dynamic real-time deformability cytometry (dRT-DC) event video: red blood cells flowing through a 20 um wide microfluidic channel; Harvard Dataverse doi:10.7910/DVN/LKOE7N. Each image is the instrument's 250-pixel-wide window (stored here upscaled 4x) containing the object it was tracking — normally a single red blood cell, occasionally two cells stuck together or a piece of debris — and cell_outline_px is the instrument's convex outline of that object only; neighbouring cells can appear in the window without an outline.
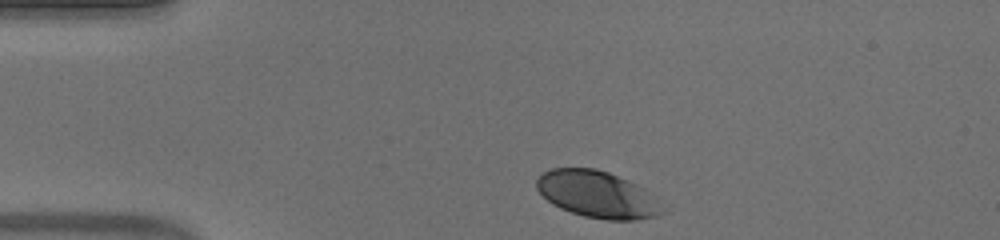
{"species": "human", "species_latin": "Homo sapiens", "temperature_condition": "warm", "stored_images_in_passage": 35, "camera_frame_rate_fps": 3000, "um_per_image_px": 0.085, "donor": {"sex": "male"}, "frame": {"image": 1, "passage_image": 1, "time_ms": 0.0, "image_size_px": [1000, 240], "cell_outline_px": [[664, 212], [656, 216], [636, 220], [604, 220], [584, 216], [560, 208], [552, 204], [536, 188], [536, 176], [552, 168], [596, 168], [608, 172], [628, 180], [644, 188]], "centroid_in_image_um": [50.71, 16.52], "position_along_channel_um": 34.3, "area_um2": 33.93}}
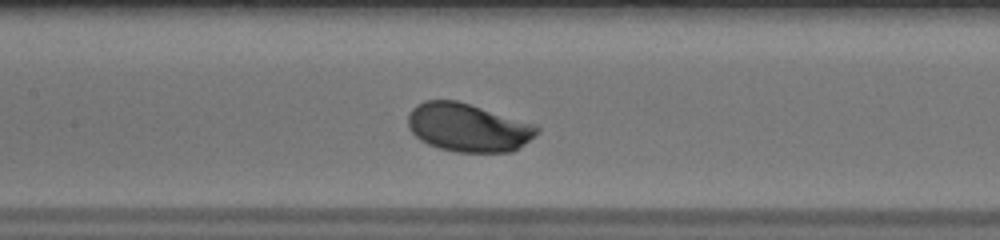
{"frame": {"image": 2, "passage_image": 15, "time_ms": 4.667, "image_size_px": [1000, 240], "cell_outline_px": [[540, 132], [512, 152], [456, 152], [440, 148], [428, 144], [420, 140], [408, 128], [408, 112], [416, 104], [424, 100], [456, 100], [536, 124], [540, 128]], "centroid_in_image_um": [39.77, 10.83], "position_along_channel_um": 167.6, "area_um2": 36.41}}
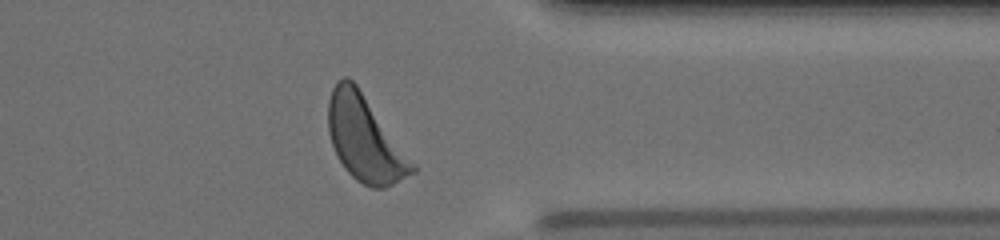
{"frame": {"image": 3, "passage_image": 32, "time_ms": 10.333, "image_size_px": [1000, 240], "cell_outline_px": [[416, 172], [384, 188], [372, 188], [356, 180], [344, 168], [332, 144], [328, 132], [328, 100], [332, 88], [336, 80], [344, 76], [348, 76], [356, 84], [416, 164]], "centroid_in_image_um": [31.01, 11.78], "position_along_channel_um": 380.4, "area_um2": 41.56}, "authors_computed_cell_mechanics": {"area_um2": 36.414, "velocity_mm_per_s": 3.8877, "shape_relaxation_time_tau1_ms": 0.7249, "shape_relaxation_time_tau2_ms": null, "deformation_change_tau1": 0.0853, "deformation_change_tau2": null}}